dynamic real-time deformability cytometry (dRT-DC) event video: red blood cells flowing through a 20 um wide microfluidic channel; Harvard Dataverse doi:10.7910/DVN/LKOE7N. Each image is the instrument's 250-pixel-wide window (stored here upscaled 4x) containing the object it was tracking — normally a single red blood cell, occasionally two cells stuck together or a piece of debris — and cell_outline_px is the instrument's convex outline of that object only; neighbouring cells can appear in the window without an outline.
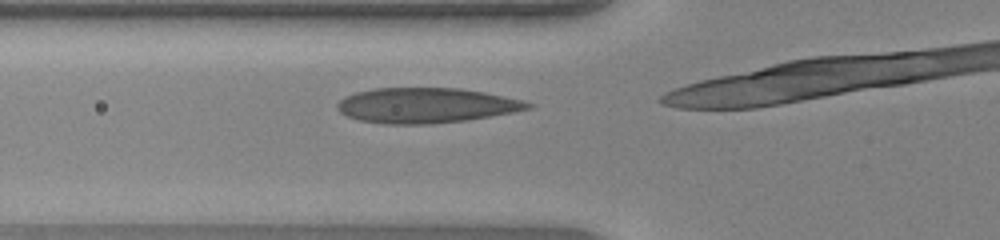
{"species": "human", "species_latin": "Homo sapiens", "temperature_condition": "warm", "stored_images_in_passage": 8, "camera_frame_rate_fps": 3000, "um_per_image_px": 0.085, "donor": {"sex": "female"}, "frame": {"image": 1, "passage_image": 4, "time_ms": 1.0, "image_size_px": [1000, 240], "cell_outline_px": [[536, 104], [532, 108], [512, 112], [468, 120], [432, 124], [384, 124], [360, 120], [348, 116], [340, 112], [336, 108], [336, 104], [344, 96], [356, 92], [372, 88], [460, 88], [484, 92], [520, 100]], "centroid_in_image_um": [36.19, 8.96], "position_along_channel_um": 89.6, "area_um2": 39.07}}
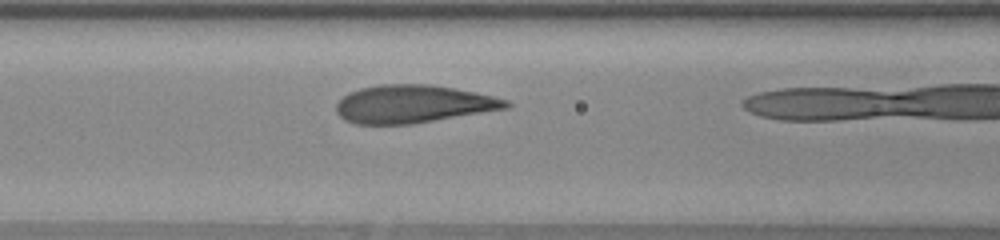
{"frame": {"image": 2, "passage_image": 7, "time_ms": 2.0, "image_size_px": [1000, 240], "cell_outline_px": [[512, 104], [508, 108], [412, 124], [356, 124], [344, 120], [336, 112], [336, 104], [348, 92], [360, 88], [380, 84], [428, 84], [452, 88], [492, 96], [508, 100]], "centroid_in_image_um": [35.08, 8.84], "position_along_channel_um": 131.5, "area_um2": 37.34}}